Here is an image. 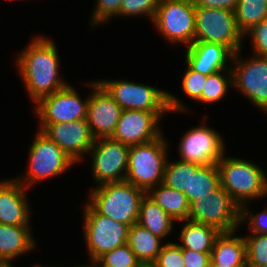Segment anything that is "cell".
Wrapping results in <instances>:
<instances>
[{
    "label": "cell",
    "instance_id": "1",
    "mask_svg": "<svg viewBox=\"0 0 267 267\" xmlns=\"http://www.w3.org/2000/svg\"><path fill=\"white\" fill-rule=\"evenodd\" d=\"M44 36H35L15 58L24 88L34 105L69 84L60 78V58L55 42Z\"/></svg>",
    "mask_w": 267,
    "mask_h": 267
},
{
    "label": "cell",
    "instance_id": "2",
    "mask_svg": "<svg viewBox=\"0 0 267 267\" xmlns=\"http://www.w3.org/2000/svg\"><path fill=\"white\" fill-rule=\"evenodd\" d=\"M123 110L188 112L185 103L168 91L125 80H97Z\"/></svg>",
    "mask_w": 267,
    "mask_h": 267
},
{
    "label": "cell",
    "instance_id": "3",
    "mask_svg": "<svg viewBox=\"0 0 267 267\" xmlns=\"http://www.w3.org/2000/svg\"><path fill=\"white\" fill-rule=\"evenodd\" d=\"M220 185L242 207L250 200L267 197V175L259 165L236 157L223 156L217 163Z\"/></svg>",
    "mask_w": 267,
    "mask_h": 267
},
{
    "label": "cell",
    "instance_id": "4",
    "mask_svg": "<svg viewBox=\"0 0 267 267\" xmlns=\"http://www.w3.org/2000/svg\"><path fill=\"white\" fill-rule=\"evenodd\" d=\"M145 194L130 182H112L93 187L87 202L99 214L130 227L138 223L140 203Z\"/></svg>",
    "mask_w": 267,
    "mask_h": 267
},
{
    "label": "cell",
    "instance_id": "5",
    "mask_svg": "<svg viewBox=\"0 0 267 267\" xmlns=\"http://www.w3.org/2000/svg\"><path fill=\"white\" fill-rule=\"evenodd\" d=\"M165 135L129 148L128 167L125 181L146 193L163 183L164 168L168 160V144Z\"/></svg>",
    "mask_w": 267,
    "mask_h": 267
},
{
    "label": "cell",
    "instance_id": "6",
    "mask_svg": "<svg viewBox=\"0 0 267 267\" xmlns=\"http://www.w3.org/2000/svg\"><path fill=\"white\" fill-rule=\"evenodd\" d=\"M29 167L26 176L16 179L26 188H32L38 181L57 177L76 163L48 136L38 130L29 148Z\"/></svg>",
    "mask_w": 267,
    "mask_h": 267
},
{
    "label": "cell",
    "instance_id": "7",
    "mask_svg": "<svg viewBox=\"0 0 267 267\" xmlns=\"http://www.w3.org/2000/svg\"><path fill=\"white\" fill-rule=\"evenodd\" d=\"M83 237L90 262L127 243L129 226L99 214L88 202L84 204Z\"/></svg>",
    "mask_w": 267,
    "mask_h": 267
},
{
    "label": "cell",
    "instance_id": "8",
    "mask_svg": "<svg viewBox=\"0 0 267 267\" xmlns=\"http://www.w3.org/2000/svg\"><path fill=\"white\" fill-rule=\"evenodd\" d=\"M243 38L244 35L236 25L234 11L195 7L194 42L223 44L236 54L242 50Z\"/></svg>",
    "mask_w": 267,
    "mask_h": 267
},
{
    "label": "cell",
    "instance_id": "9",
    "mask_svg": "<svg viewBox=\"0 0 267 267\" xmlns=\"http://www.w3.org/2000/svg\"><path fill=\"white\" fill-rule=\"evenodd\" d=\"M195 7L194 0H159L152 23L165 40L188 47L195 39Z\"/></svg>",
    "mask_w": 267,
    "mask_h": 267
},
{
    "label": "cell",
    "instance_id": "10",
    "mask_svg": "<svg viewBox=\"0 0 267 267\" xmlns=\"http://www.w3.org/2000/svg\"><path fill=\"white\" fill-rule=\"evenodd\" d=\"M241 207L220 185L207 197L190 204L188 220L215 227L220 232H232L240 225Z\"/></svg>",
    "mask_w": 267,
    "mask_h": 267
},
{
    "label": "cell",
    "instance_id": "11",
    "mask_svg": "<svg viewBox=\"0 0 267 267\" xmlns=\"http://www.w3.org/2000/svg\"><path fill=\"white\" fill-rule=\"evenodd\" d=\"M241 53L240 50L232 57V88L267 116V57L252 54L244 61Z\"/></svg>",
    "mask_w": 267,
    "mask_h": 267
},
{
    "label": "cell",
    "instance_id": "12",
    "mask_svg": "<svg viewBox=\"0 0 267 267\" xmlns=\"http://www.w3.org/2000/svg\"><path fill=\"white\" fill-rule=\"evenodd\" d=\"M130 146L110 138L95 139L87 155H92V177L96 186L125 181Z\"/></svg>",
    "mask_w": 267,
    "mask_h": 267
},
{
    "label": "cell",
    "instance_id": "13",
    "mask_svg": "<svg viewBox=\"0 0 267 267\" xmlns=\"http://www.w3.org/2000/svg\"><path fill=\"white\" fill-rule=\"evenodd\" d=\"M83 99L74 86L68 84L53 94L41 98L32 109L40 124L73 122L87 117L89 95Z\"/></svg>",
    "mask_w": 267,
    "mask_h": 267
},
{
    "label": "cell",
    "instance_id": "14",
    "mask_svg": "<svg viewBox=\"0 0 267 267\" xmlns=\"http://www.w3.org/2000/svg\"><path fill=\"white\" fill-rule=\"evenodd\" d=\"M204 119V123L192 127L182 136L178 149L179 160L200 165H217L225 155L222 135L207 126Z\"/></svg>",
    "mask_w": 267,
    "mask_h": 267
},
{
    "label": "cell",
    "instance_id": "15",
    "mask_svg": "<svg viewBox=\"0 0 267 267\" xmlns=\"http://www.w3.org/2000/svg\"><path fill=\"white\" fill-rule=\"evenodd\" d=\"M165 113L123 110L111 138L128 146L153 141L163 134L159 123Z\"/></svg>",
    "mask_w": 267,
    "mask_h": 267
},
{
    "label": "cell",
    "instance_id": "16",
    "mask_svg": "<svg viewBox=\"0 0 267 267\" xmlns=\"http://www.w3.org/2000/svg\"><path fill=\"white\" fill-rule=\"evenodd\" d=\"M92 91L87 107V123L95 139L110 138L115 132L123 109L97 82L87 83Z\"/></svg>",
    "mask_w": 267,
    "mask_h": 267
},
{
    "label": "cell",
    "instance_id": "17",
    "mask_svg": "<svg viewBox=\"0 0 267 267\" xmlns=\"http://www.w3.org/2000/svg\"><path fill=\"white\" fill-rule=\"evenodd\" d=\"M39 125V130L55 142L75 163L83 159L84 154L89 152L95 142L86 119Z\"/></svg>",
    "mask_w": 267,
    "mask_h": 267
},
{
    "label": "cell",
    "instance_id": "18",
    "mask_svg": "<svg viewBox=\"0 0 267 267\" xmlns=\"http://www.w3.org/2000/svg\"><path fill=\"white\" fill-rule=\"evenodd\" d=\"M26 188L16 178L0 180V223L30 225L31 207Z\"/></svg>",
    "mask_w": 267,
    "mask_h": 267
},
{
    "label": "cell",
    "instance_id": "19",
    "mask_svg": "<svg viewBox=\"0 0 267 267\" xmlns=\"http://www.w3.org/2000/svg\"><path fill=\"white\" fill-rule=\"evenodd\" d=\"M186 50L185 63L195 72L209 75L231 69L234 53L223 44L194 42Z\"/></svg>",
    "mask_w": 267,
    "mask_h": 267
},
{
    "label": "cell",
    "instance_id": "20",
    "mask_svg": "<svg viewBox=\"0 0 267 267\" xmlns=\"http://www.w3.org/2000/svg\"><path fill=\"white\" fill-rule=\"evenodd\" d=\"M32 225H6L0 223V264H12L17 257L36 247Z\"/></svg>",
    "mask_w": 267,
    "mask_h": 267
},
{
    "label": "cell",
    "instance_id": "21",
    "mask_svg": "<svg viewBox=\"0 0 267 267\" xmlns=\"http://www.w3.org/2000/svg\"><path fill=\"white\" fill-rule=\"evenodd\" d=\"M236 231L238 230L232 232H221L216 237L210 254V264L247 267L245 238L236 236Z\"/></svg>",
    "mask_w": 267,
    "mask_h": 267
},
{
    "label": "cell",
    "instance_id": "22",
    "mask_svg": "<svg viewBox=\"0 0 267 267\" xmlns=\"http://www.w3.org/2000/svg\"><path fill=\"white\" fill-rule=\"evenodd\" d=\"M163 239L138 223L129 227L127 244L143 267H151L161 251Z\"/></svg>",
    "mask_w": 267,
    "mask_h": 267
},
{
    "label": "cell",
    "instance_id": "23",
    "mask_svg": "<svg viewBox=\"0 0 267 267\" xmlns=\"http://www.w3.org/2000/svg\"><path fill=\"white\" fill-rule=\"evenodd\" d=\"M220 186L217 165H200L190 162L189 192H184L189 204L207 197Z\"/></svg>",
    "mask_w": 267,
    "mask_h": 267
},
{
    "label": "cell",
    "instance_id": "24",
    "mask_svg": "<svg viewBox=\"0 0 267 267\" xmlns=\"http://www.w3.org/2000/svg\"><path fill=\"white\" fill-rule=\"evenodd\" d=\"M175 222L151 197L145 194L140 203L138 224L152 234L165 239L173 231Z\"/></svg>",
    "mask_w": 267,
    "mask_h": 267
},
{
    "label": "cell",
    "instance_id": "25",
    "mask_svg": "<svg viewBox=\"0 0 267 267\" xmlns=\"http://www.w3.org/2000/svg\"><path fill=\"white\" fill-rule=\"evenodd\" d=\"M176 222L189 217L190 204L184 193L163 183L152 187L147 193Z\"/></svg>",
    "mask_w": 267,
    "mask_h": 267
},
{
    "label": "cell",
    "instance_id": "26",
    "mask_svg": "<svg viewBox=\"0 0 267 267\" xmlns=\"http://www.w3.org/2000/svg\"><path fill=\"white\" fill-rule=\"evenodd\" d=\"M186 222L180 231L181 248L191 249L197 252H211L216 237L221 233L215 227L190 220Z\"/></svg>",
    "mask_w": 267,
    "mask_h": 267
},
{
    "label": "cell",
    "instance_id": "27",
    "mask_svg": "<svg viewBox=\"0 0 267 267\" xmlns=\"http://www.w3.org/2000/svg\"><path fill=\"white\" fill-rule=\"evenodd\" d=\"M234 12L236 25L245 36L256 24L267 19V0H239Z\"/></svg>",
    "mask_w": 267,
    "mask_h": 267
},
{
    "label": "cell",
    "instance_id": "28",
    "mask_svg": "<svg viewBox=\"0 0 267 267\" xmlns=\"http://www.w3.org/2000/svg\"><path fill=\"white\" fill-rule=\"evenodd\" d=\"M231 86H233L231 69L220 70L207 75L201 95V102L207 104L219 102L226 96L228 90H230L228 88Z\"/></svg>",
    "mask_w": 267,
    "mask_h": 267
},
{
    "label": "cell",
    "instance_id": "29",
    "mask_svg": "<svg viewBox=\"0 0 267 267\" xmlns=\"http://www.w3.org/2000/svg\"><path fill=\"white\" fill-rule=\"evenodd\" d=\"M169 161L170 159L167 160L164 168L163 184L182 193L189 192L190 162L179 159Z\"/></svg>",
    "mask_w": 267,
    "mask_h": 267
},
{
    "label": "cell",
    "instance_id": "30",
    "mask_svg": "<svg viewBox=\"0 0 267 267\" xmlns=\"http://www.w3.org/2000/svg\"><path fill=\"white\" fill-rule=\"evenodd\" d=\"M95 263L97 267H143L127 243L104 253Z\"/></svg>",
    "mask_w": 267,
    "mask_h": 267
},
{
    "label": "cell",
    "instance_id": "31",
    "mask_svg": "<svg viewBox=\"0 0 267 267\" xmlns=\"http://www.w3.org/2000/svg\"><path fill=\"white\" fill-rule=\"evenodd\" d=\"M247 267L267 265V234L250 233L245 236Z\"/></svg>",
    "mask_w": 267,
    "mask_h": 267
},
{
    "label": "cell",
    "instance_id": "32",
    "mask_svg": "<svg viewBox=\"0 0 267 267\" xmlns=\"http://www.w3.org/2000/svg\"><path fill=\"white\" fill-rule=\"evenodd\" d=\"M159 0H123L120 16H143L153 22Z\"/></svg>",
    "mask_w": 267,
    "mask_h": 267
},
{
    "label": "cell",
    "instance_id": "33",
    "mask_svg": "<svg viewBox=\"0 0 267 267\" xmlns=\"http://www.w3.org/2000/svg\"><path fill=\"white\" fill-rule=\"evenodd\" d=\"M123 0H97L93 13L91 14V27H98L105 24L113 17L120 16V9Z\"/></svg>",
    "mask_w": 267,
    "mask_h": 267
},
{
    "label": "cell",
    "instance_id": "34",
    "mask_svg": "<svg viewBox=\"0 0 267 267\" xmlns=\"http://www.w3.org/2000/svg\"><path fill=\"white\" fill-rule=\"evenodd\" d=\"M151 267H185L182 248L178 243L166 242Z\"/></svg>",
    "mask_w": 267,
    "mask_h": 267
},
{
    "label": "cell",
    "instance_id": "35",
    "mask_svg": "<svg viewBox=\"0 0 267 267\" xmlns=\"http://www.w3.org/2000/svg\"><path fill=\"white\" fill-rule=\"evenodd\" d=\"M207 79V75L193 71L188 65L182 77L183 92L196 102H201V95Z\"/></svg>",
    "mask_w": 267,
    "mask_h": 267
},
{
    "label": "cell",
    "instance_id": "36",
    "mask_svg": "<svg viewBox=\"0 0 267 267\" xmlns=\"http://www.w3.org/2000/svg\"><path fill=\"white\" fill-rule=\"evenodd\" d=\"M240 222L241 225L244 222H246V224L249 223L248 228L251 233L267 234V207L260 213L253 214L248 203L244 204L241 207Z\"/></svg>",
    "mask_w": 267,
    "mask_h": 267
},
{
    "label": "cell",
    "instance_id": "37",
    "mask_svg": "<svg viewBox=\"0 0 267 267\" xmlns=\"http://www.w3.org/2000/svg\"><path fill=\"white\" fill-rule=\"evenodd\" d=\"M252 39L253 54L267 57V19L256 24L244 37Z\"/></svg>",
    "mask_w": 267,
    "mask_h": 267
},
{
    "label": "cell",
    "instance_id": "38",
    "mask_svg": "<svg viewBox=\"0 0 267 267\" xmlns=\"http://www.w3.org/2000/svg\"><path fill=\"white\" fill-rule=\"evenodd\" d=\"M211 252H197L191 249L182 248V255L185 267H209Z\"/></svg>",
    "mask_w": 267,
    "mask_h": 267
},
{
    "label": "cell",
    "instance_id": "39",
    "mask_svg": "<svg viewBox=\"0 0 267 267\" xmlns=\"http://www.w3.org/2000/svg\"><path fill=\"white\" fill-rule=\"evenodd\" d=\"M239 0H194L196 7L219 8L235 11Z\"/></svg>",
    "mask_w": 267,
    "mask_h": 267
},
{
    "label": "cell",
    "instance_id": "40",
    "mask_svg": "<svg viewBox=\"0 0 267 267\" xmlns=\"http://www.w3.org/2000/svg\"><path fill=\"white\" fill-rule=\"evenodd\" d=\"M91 265H78V266H73V267H97L96 263L95 262H90ZM72 267V266H71Z\"/></svg>",
    "mask_w": 267,
    "mask_h": 267
},
{
    "label": "cell",
    "instance_id": "41",
    "mask_svg": "<svg viewBox=\"0 0 267 267\" xmlns=\"http://www.w3.org/2000/svg\"><path fill=\"white\" fill-rule=\"evenodd\" d=\"M209 267H233V266H225L221 264H210Z\"/></svg>",
    "mask_w": 267,
    "mask_h": 267
},
{
    "label": "cell",
    "instance_id": "42",
    "mask_svg": "<svg viewBox=\"0 0 267 267\" xmlns=\"http://www.w3.org/2000/svg\"><path fill=\"white\" fill-rule=\"evenodd\" d=\"M0 267H13L12 264H0Z\"/></svg>",
    "mask_w": 267,
    "mask_h": 267
},
{
    "label": "cell",
    "instance_id": "43",
    "mask_svg": "<svg viewBox=\"0 0 267 267\" xmlns=\"http://www.w3.org/2000/svg\"><path fill=\"white\" fill-rule=\"evenodd\" d=\"M34 267H56V266H48V265L45 266V265H40V264L38 265V264H36Z\"/></svg>",
    "mask_w": 267,
    "mask_h": 267
}]
</instances>
